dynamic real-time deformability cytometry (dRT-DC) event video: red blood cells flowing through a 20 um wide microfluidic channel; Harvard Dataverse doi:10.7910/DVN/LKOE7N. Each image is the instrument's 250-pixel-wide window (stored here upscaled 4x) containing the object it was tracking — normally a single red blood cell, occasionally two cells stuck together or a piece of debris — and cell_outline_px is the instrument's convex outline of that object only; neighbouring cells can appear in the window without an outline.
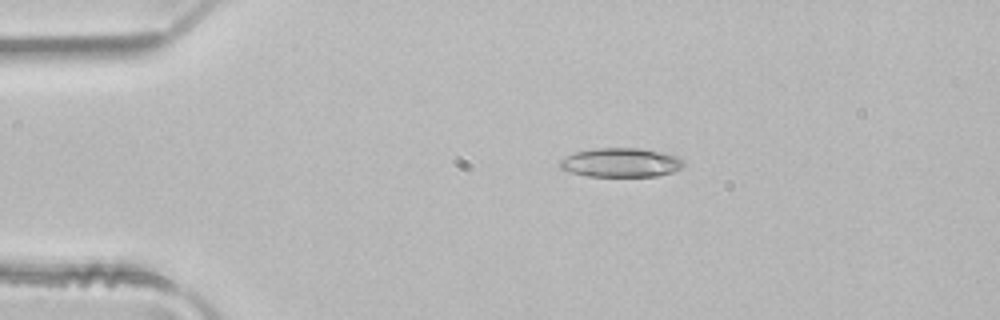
{"species": "common noctule bat (a hibernating species)", "species_latin": "Nyctalus noctula", "temperature_condition": "room temperature", "stored_images_in_passage": 2, "camera_frame_rate_fps": 3000, "um_per_image_px": 0.085, "animal": {"sex": "male", "body_mass_g": 21.5, "forearm_length_mm": 52.0}, "frame": {"image": 1, "passage_image": 1, "time_ms": 0.0, "image_size_px": [1000, 320], "cell_outline_px": [[684, 164], [680, 168], [672, 172], [656, 176], [588, 176], [572, 172], [560, 168], [560, 160], [576, 152], [596, 148], [640, 148], [664, 152], [680, 156], [684, 160]], "centroid_in_image_um": [52.83, 13.81], "position_along_channel_um": 32.2, "area_um2": 20.92}}